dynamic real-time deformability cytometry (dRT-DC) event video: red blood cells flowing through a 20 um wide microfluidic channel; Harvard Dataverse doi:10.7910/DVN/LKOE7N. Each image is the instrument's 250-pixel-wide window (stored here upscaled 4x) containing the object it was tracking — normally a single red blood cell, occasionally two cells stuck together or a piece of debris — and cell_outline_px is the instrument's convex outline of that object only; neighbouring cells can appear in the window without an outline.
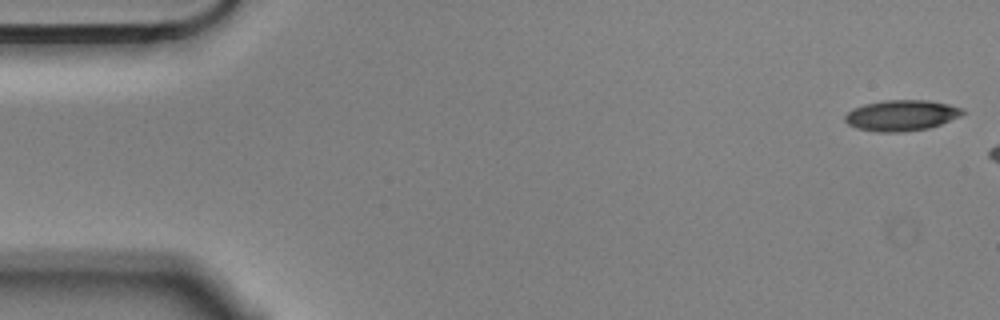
{"species": "Egyptian fruit bat (a non-hibernating species)", "species_latin": "Rousettus aegyptiacus", "temperature_condition": "cold", "stored_images_in_passage": 7, "camera_frame_rate_fps": 3000, "um_per_image_px": 0.085, "animal": {"sex": "male"}, "frame": {"image": 1, "passage_image": 1, "time_ms": 0.0, "image_size_px": [1000, 320], "cell_outline_px": [[964, 112], [960, 116], [940, 124], [928, 128], [904, 132], [876, 132], [856, 128], [848, 124], [844, 120], [844, 116], [852, 108], [864, 104], [884, 100], [928, 100], [948, 104], [960, 108]], "centroid_in_image_um": [76.57, 9.81], "position_along_channel_um": 8.4, "area_um2": 21.1}}